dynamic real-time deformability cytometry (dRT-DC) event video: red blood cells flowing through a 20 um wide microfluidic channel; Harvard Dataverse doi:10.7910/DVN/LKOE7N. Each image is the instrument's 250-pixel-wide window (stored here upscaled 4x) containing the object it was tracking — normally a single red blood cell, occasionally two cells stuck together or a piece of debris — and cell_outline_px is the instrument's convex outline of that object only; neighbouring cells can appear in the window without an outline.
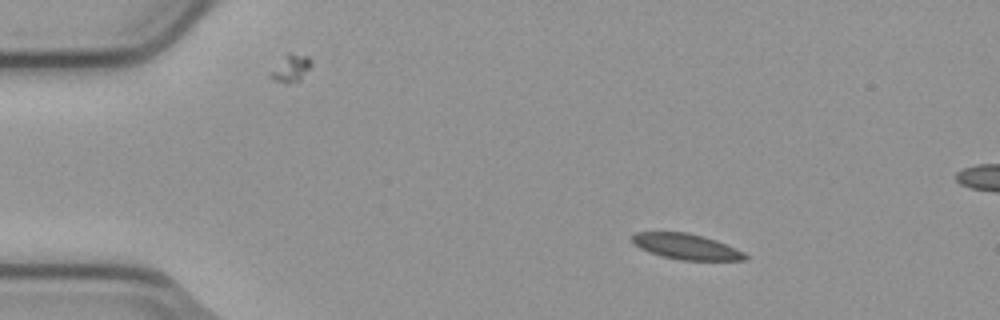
{"species": "common noctule bat (a hibernating species)", "species_latin": "Nyctalus noctula", "temperature_condition": "cold", "stored_images_in_passage": 3, "camera_frame_rate_fps": 3000, "um_per_image_px": 0.085, "animal": {"sex": "male", "body_mass_g": 23.1, "forearm_length_mm": 52.7}, "frame": {"image": 1, "passage_image": 1, "time_ms": 0.0, "image_size_px": [1000, 320], "cell_outline_px": [[748, 256], [744, 260], [680, 260], [660, 256], [648, 252], [640, 248], [632, 240], [632, 236], [636, 232], [688, 232], [704, 236], [716, 240], [736, 248], [744, 252]], "centroid_in_image_um": [58.34, 20.96], "position_along_channel_um": 26.7, "area_um2": 16.88}}